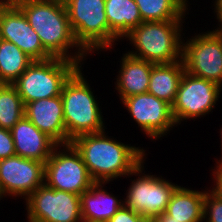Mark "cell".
I'll use <instances>...</instances> for the list:
<instances>
[{"instance_id": "obj_1", "label": "cell", "mask_w": 222, "mask_h": 222, "mask_svg": "<svg viewBox=\"0 0 222 222\" xmlns=\"http://www.w3.org/2000/svg\"><path fill=\"white\" fill-rule=\"evenodd\" d=\"M105 132L79 135L71 144L81 154L94 182L110 183L117 178H131L130 173L147 158L146 150L110 138Z\"/></svg>"}, {"instance_id": "obj_2", "label": "cell", "mask_w": 222, "mask_h": 222, "mask_svg": "<svg viewBox=\"0 0 222 222\" xmlns=\"http://www.w3.org/2000/svg\"><path fill=\"white\" fill-rule=\"evenodd\" d=\"M14 3L22 10L43 48L52 57L85 65L89 55L74 38L64 4L53 0H15Z\"/></svg>"}, {"instance_id": "obj_3", "label": "cell", "mask_w": 222, "mask_h": 222, "mask_svg": "<svg viewBox=\"0 0 222 222\" xmlns=\"http://www.w3.org/2000/svg\"><path fill=\"white\" fill-rule=\"evenodd\" d=\"M79 66L62 87L64 124L67 144L82 134L98 133L107 129L99 100L94 96L87 79Z\"/></svg>"}, {"instance_id": "obj_4", "label": "cell", "mask_w": 222, "mask_h": 222, "mask_svg": "<svg viewBox=\"0 0 222 222\" xmlns=\"http://www.w3.org/2000/svg\"><path fill=\"white\" fill-rule=\"evenodd\" d=\"M184 22L185 20L142 22L123 39L127 38L126 41L133 47V50L129 49L126 53L153 64L181 61L182 39L186 34L182 33L185 29Z\"/></svg>"}, {"instance_id": "obj_5", "label": "cell", "mask_w": 222, "mask_h": 222, "mask_svg": "<svg viewBox=\"0 0 222 222\" xmlns=\"http://www.w3.org/2000/svg\"><path fill=\"white\" fill-rule=\"evenodd\" d=\"M78 67L76 62L56 57L33 61L12 85L25 106L35 100L60 96L64 83Z\"/></svg>"}, {"instance_id": "obj_6", "label": "cell", "mask_w": 222, "mask_h": 222, "mask_svg": "<svg viewBox=\"0 0 222 222\" xmlns=\"http://www.w3.org/2000/svg\"><path fill=\"white\" fill-rule=\"evenodd\" d=\"M69 24L79 46L89 55L109 50V23L105 0H70L66 4Z\"/></svg>"}, {"instance_id": "obj_7", "label": "cell", "mask_w": 222, "mask_h": 222, "mask_svg": "<svg viewBox=\"0 0 222 222\" xmlns=\"http://www.w3.org/2000/svg\"><path fill=\"white\" fill-rule=\"evenodd\" d=\"M203 31L182 41V62L186 72L222 87V30Z\"/></svg>"}, {"instance_id": "obj_8", "label": "cell", "mask_w": 222, "mask_h": 222, "mask_svg": "<svg viewBox=\"0 0 222 222\" xmlns=\"http://www.w3.org/2000/svg\"><path fill=\"white\" fill-rule=\"evenodd\" d=\"M145 162L146 159L130 173V176L137 177L131 179L132 182L127 187L123 201L126 207L137 214L156 217L166 212L167 205L180 184L175 185L162 176L160 178L156 174L146 173Z\"/></svg>"}, {"instance_id": "obj_9", "label": "cell", "mask_w": 222, "mask_h": 222, "mask_svg": "<svg viewBox=\"0 0 222 222\" xmlns=\"http://www.w3.org/2000/svg\"><path fill=\"white\" fill-rule=\"evenodd\" d=\"M44 183L56 190L81 195L95 182L89 175L81 154L70 143L57 145L53 149L44 164Z\"/></svg>"}, {"instance_id": "obj_10", "label": "cell", "mask_w": 222, "mask_h": 222, "mask_svg": "<svg viewBox=\"0 0 222 222\" xmlns=\"http://www.w3.org/2000/svg\"><path fill=\"white\" fill-rule=\"evenodd\" d=\"M221 92L222 87L218 84L185 71L172 105L176 125L212 113L217 101L220 102Z\"/></svg>"}, {"instance_id": "obj_11", "label": "cell", "mask_w": 222, "mask_h": 222, "mask_svg": "<svg viewBox=\"0 0 222 222\" xmlns=\"http://www.w3.org/2000/svg\"><path fill=\"white\" fill-rule=\"evenodd\" d=\"M28 222H82L80 195L43 183L27 199Z\"/></svg>"}, {"instance_id": "obj_12", "label": "cell", "mask_w": 222, "mask_h": 222, "mask_svg": "<svg viewBox=\"0 0 222 222\" xmlns=\"http://www.w3.org/2000/svg\"><path fill=\"white\" fill-rule=\"evenodd\" d=\"M121 102L138 128L152 141L161 140L177 127L172 106L149 92L127 97Z\"/></svg>"}, {"instance_id": "obj_13", "label": "cell", "mask_w": 222, "mask_h": 222, "mask_svg": "<svg viewBox=\"0 0 222 222\" xmlns=\"http://www.w3.org/2000/svg\"><path fill=\"white\" fill-rule=\"evenodd\" d=\"M44 183V163L18 155L0 160V191L3 197L27 199Z\"/></svg>"}, {"instance_id": "obj_14", "label": "cell", "mask_w": 222, "mask_h": 222, "mask_svg": "<svg viewBox=\"0 0 222 222\" xmlns=\"http://www.w3.org/2000/svg\"><path fill=\"white\" fill-rule=\"evenodd\" d=\"M0 39L12 42L33 61L52 58L43 48L36 31L15 4H0Z\"/></svg>"}, {"instance_id": "obj_15", "label": "cell", "mask_w": 222, "mask_h": 222, "mask_svg": "<svg viewBox=\"0 0 222 222\" xmlns=\"http://www.w3.org/2000/svg\"><path fill=\"white\" fill-rule=\"evenodd\" d=\"M24 115L57 145L67 144L61 95L27 103Z\"/></svg>"}, {"instance_id": "obj_16", "label": "cell", "mask_w": 222, "mask_h": 222, "mask_svg": "<svg viewBox=\"0 0 222 222\" xmlns=\"http://www.w3.org/2000/svg\"><path fill=\"white\" fill-rule=\"evenodd\" d=\"M15 154L28 159L45 162L57 144L41 132L25 115L10 130Z\"/></svg>"}, {"instance_id": "obj_17", "label": "cell", "mask_w": 222, "mask_h": 222, "mask_svg": "<svg viewBox=\"0 0 222 222\" xmlns=\"http://www.w3.org/2000/svg\"><path fill=\"white\" fill-rule=\"evenodd\" d=\"M120 62V68L117 72L115 88L119 94V101L127 97L146 93L149 87V81L153 63L141 60L123 53Z\"/></svg>"}, {"instance_id": "obj_18", "label": "cell", "mask_w": 222, "mask_h": 222, "mask_svg": "<svg viewBox=\"0 0 222 222\" xmlns=\"http://www.w3.org/2000/svg\"><path fill=\"white\" fill-rule=\"evenodd\" d=\"M104 184L108 183L95 182L80 195L82 221L107 222L124 204L123 199L108 192Z\"/></svg>"}, {"instance_id": "obj_19", "label": "cell", "mask_w": 222, "mask_h": 222, "mask_svg": "<svg viewBox=\"0 0 222 222\" xmlns=\"http://www.w3.org/2000/svg\"><path fill=\"white\" fill-rule=\"evenodd\" d=\"M105 13L109 23V50L143 22L134 0H105Z\"/></svg>"}, {"instance_id": "obj_20", "label": "cell", "mask_w": 222, "mask_h": 222, "mask_svg": "<svg viewBox=\"0 0 222 222\" xmlns=\"http://www.w3.org/2000/svg\"><path fill=\"white\" fill-rule=\"evenodd\" d=\"M205 190H193L179 186L173 193L166 209L171 220L203 222Z\"/></svg>"}, {"instance_id": "obj_21", "label": "cell", "mask_w": 222, "mask_h": 222, "mask_svg": "<svg viewBox=\"0 0 222 222\" xmlns=\"http://www.w3.org/2000/svg\"><path fill=\"white\" fill-rule=\"evenodd\" d=\"M184 72L182 60L169 64H154L147 92L172 106Z\"/></svg>"}, {"instance_id": "obj_22", "label": "cell", "mask_w": 222, "mask_h": 222, "mask_svg": "<svg viewBox=\"0 0 222 222\" xmlns=\"http://www.w3.org/2000/svg\"><path fill=\"white\" fill-rule=\"evenodd\" d=\"M143 22L186 20L189 0H134ZM188 2V3H187ZM187 13V14H186Z\"/></svg>"}, {"instance_id": "obj_23", "label": "cell", "mask_w": 222, "mask_h": 222, "mask_svg": "<svg viewBox=\"0 0 222 222\" xmlns=\"http://www.w3.org/2000/svg\"><path fill=\"white\" fill-rule=\"evenodd\" d=\"M32 62L15 44L0 39V84H12Z\"/></svg>"}, {"instance_id": "obj_24", "label": "cell", "mask_w": 222, "mask_h": 222, "mask_svg": "<svg viewBox=\"0 0 222 222\" xmlns=\"http://www.w3.org/2000/svg\"><path fill=\"white\" fill-rule=\"evenodd\" d=\"M24 104L12 84H0V128L11 130L24 116Z\"/></svg>"}, {"instance_id": "obj_25", "label": "cell", "mask_w": 222, "mask_h": 222, "mask_svg": "<svg viewBox=\"0 0 222 222\" xmlns=\"http://www.w3.org/2000/svg\"><path fill=\"white\" fill-rule=\"evenodd\" d=\"M209 187H206L204 197V222H222V199L219 198Z\"/></svg>"}, {"instance_id": "obj_26", "label": "cell", "mask_w": 222, "mask_h": 222, "mask_svg": "<svg viewBox=\"0 0 222 222\" xmlns=\"http://www.w3.org/2000/svg\"><path fill=\"white\" fill-rule=\"evenodd\" d=\"M14 155L15 146L10 130L0 128V160Z\"/></svg>"}, {"instance_id": "obj_27", "label": "cell", "mask_w": 222, "mask_h": 222, "mask_svg": "<svg viewBox=\"0 0 222 222\" xmlns=\"http://www.w3.org/2000/svg\"><path fill=\"white\" fill-rule=\"evenodd\" d=\"M136 213L126 207L124 204L107 222H135Z\"/></svg>"}, {"instance_id": "obj_28", "label": "cell", "mask_w": 222, "mask_h": 222, "mask_svg": "<svg viewBox=\"0 0 222 222\" xmlns=\"http://www.w3.org/2000/svg\"><path fill=\"white\" fill-rule=\"evenodd\" d=\"M214 168V169H213ZM212 170V188L210 189L219 197L222 199V164L221 165H215Z\"/></svg>"}, {"instance_id": "obj_29", "label": "cell", "mask_w": 222, "mask_h": 222, "mask_svg": "<svg viewBox=\"0 0 222 222\" xmlns=\"http://www.w3.org/2000/svg\"><path fill=\"white\" fill-rule=\"evenodd\" d=\"M214 3L212 5V7L214 6L213 10H214V15L215 17H217L216 19L218 20V26H222V0H213Z\"/></svg>"}, {"instance_id": "obj_30", "label": "cell", "mask_w": 222, "mask_h": 222, "mask_svg": "<svg viewBox=\"0 0 222 222\" xmlns=\"http://www.w3.org/2000/svg\"><path fill=\"white\" fill-rule=\"evenodd\" d=\"M156 222H181L177 220H171V216L168 215L166 212H163L162 214L155 217Z\"/></svg>"}, {"instance_id": "obj_31", "label": "cell", "mask_w": 222, "mask_h": 222, "mask_svg": "<svg viewBox=\"0 0 222 222\" xmlns=\"http://www.w3.org/2000/svg\"><path fill=\"white\" fill-rule=\"evenodd\" d=\"M135 222H156V219L154 216L141 215L136 213Z\"/></svg>"}, {"instance_id": "obj_32", "label": "cell", "mask_w": 222, "mask_h": 222, "mask_svg": "<svg viewBox=\"0 0 222 222\" xmlns=\"http://www.w3.org/2000/svg\"><path fill=\"white\" fill-rule=\"evenodd\" d=\"M220 138L219 139H221V149H222V128L220 129ZM221 153H222V150H221ZM215 163H216V165H221L222 164V155H221V158L218 160V158L215 160Z\"/></svg>"}, {"instance_id": "obj_33", "label": "cell", "mask_w": 222, "mask_h": 222, "mask_svg": "<svg viewBox=\"0 0 222 222\" xmlns=\"http://www.w3.org/2000/svg\"><path fill=\"white\" fill-rule=\"evenodd\" d=\"M15 0H0V4L14 3Z\"/></svg>"}, {"instance_id": "obj_34", "label": "cell", "mask_w": 222, "mask_h": 222, "mask_svg": "<svg viewBox=\"0 0 222 222\" xmlns=\"http://www.w3.org/2000/svg\"><path fill=\"white\" fill-rule=\"evenodd\" d=\"M53 1L59 2L61 4H66L70 0H53Z\"/></svg>"}, {"instance_id": "obj_35", "label": "cell", "mask_w": 222, "mask_h": 222, "mask_svg": "<svg viewBox=\"0 0 222 222\" xmlns=\"http://www.w3.org/2000/svg\"><path fill=\"white\" fill-rule=\"evenodd\" d=\"M2 199H4V198H3V195H2V193H1V191H0V201H1Z\"/></svg>"}]
</instances>
